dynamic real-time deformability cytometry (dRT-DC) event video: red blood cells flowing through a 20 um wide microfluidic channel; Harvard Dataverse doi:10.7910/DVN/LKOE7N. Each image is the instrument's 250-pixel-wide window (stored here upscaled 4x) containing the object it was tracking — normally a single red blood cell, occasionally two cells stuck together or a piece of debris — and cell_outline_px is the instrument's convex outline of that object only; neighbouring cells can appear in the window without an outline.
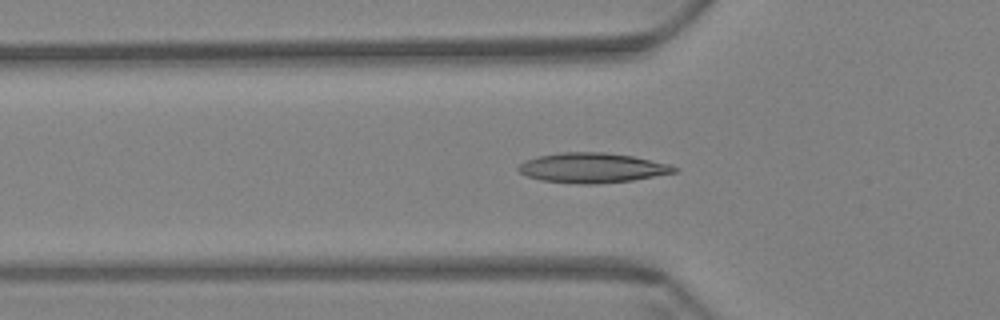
{"species": "Egyptian fruit bat (a non-hibernating species)", "species_latin": "Rousettus aegyptiacus", "temperature_condition": "warm", "stored_images_in_passage": 48, "camera_frame_rate_fps": 3000, "um_per_image_px": 0.085, "animal": {"sex": "female"}, "frame": {"image": 1, "passage_image": 8, "time_ms": 2.333, "image_size_px": [1000, 320], "cell_outline_px": [[680, 168], [676, 172], [632, 180], [596, 184], [576, 184], [540, 180], [528, 176], [520, 172], [516, 168], [524, 160], [540, 156], [560, 152], [604, 152], [632, 156], [668, 164]], "centroid_in_image_um": [50.31, 14.27], "position_along_channel_um": 75.5, "area_um2": 27.05}}
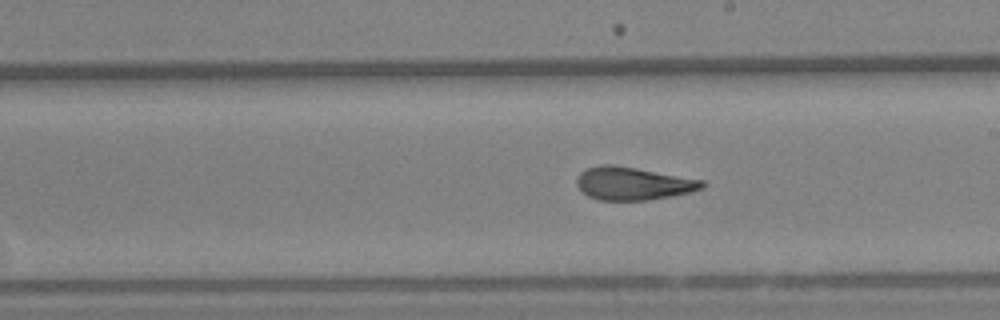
{"frame": {"image": 2, "passage_image": 22, "time_ms": 7.0, "image_size_px": [1000, 320], "cell_outline_px": [[704, 188], [692, 192], [672, 196], [648, 200], [600, 200], [588, 196], [576, 184], [576, 180], [580, 172], [588, 168], [600, 164], [612, 164], [636, 168], [704, 180]], "centroid_in_image_um": [53.82, 15.59], "position_along_channel_um": 235.2, "area_um2": 24.04}}
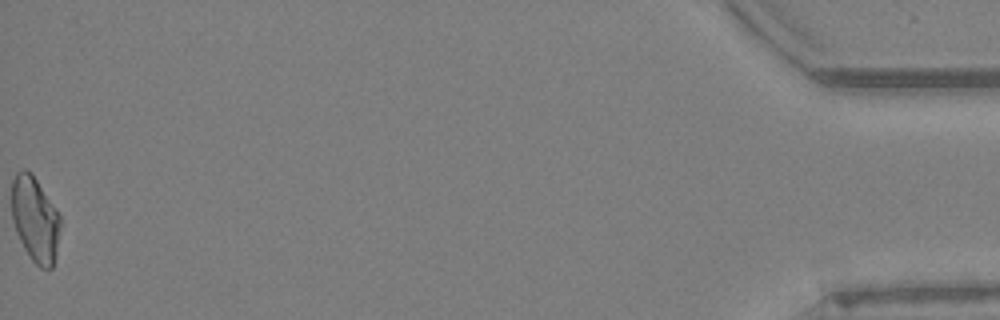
{"frame": {"image": 3, "passage_image": 48, "time_ms": 15.667, "image_size_px": [1000, 320], "cell_outline_px": [[60, 224], [52, 268], [40, 268], [28, 256], [16, 232], [12, 220], [12, 180], [16, 172], [20, 168], [24, 168], [32, 172], [60, 216]], "centroid_in_image_um": [2.94, 18.59], "position_along_channel_um": 432.3, "area_um2": 23.93}, "authors_computed_cell_mechanics": {"area_um2": 24.1893, "velocity_mm_per_s": 3.4323, "shape_relaxation_time_tau1_ms": 9.7241, "shape_relaxation_time_tau2_ms": 1.9998, "deformation_change_tau1": 0.2175, "deformation_change_tau2": 0.091}}